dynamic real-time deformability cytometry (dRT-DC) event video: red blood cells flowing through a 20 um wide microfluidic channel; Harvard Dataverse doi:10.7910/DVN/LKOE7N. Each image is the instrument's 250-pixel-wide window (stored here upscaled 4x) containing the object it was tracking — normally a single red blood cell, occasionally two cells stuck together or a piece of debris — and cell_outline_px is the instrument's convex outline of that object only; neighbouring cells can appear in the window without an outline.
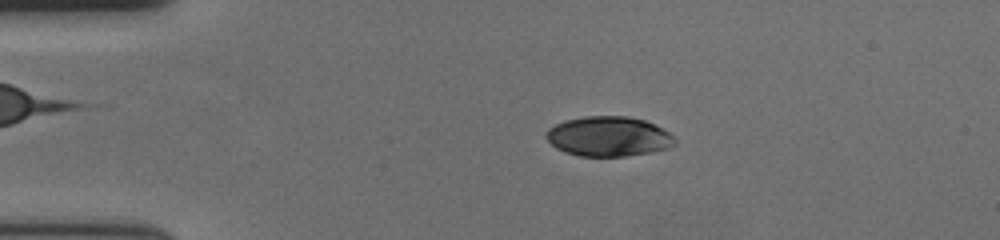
{"species": "human", "species_latin": "Homo sapiens", "temperature_condition": "cold", "stored_images_in_passage": 57, "camera_frame_rate_fps": 3000, "um_per_image_px": 0.085, "donor": {"sex": "female"}, "frame": {"image": 1, "passage_image": 12, "time_ms": 3.667, "image_size_px": [1000, 240], "cell_outline_px": [[676, 144], [668, 148], [652, 152], [624, 156], [580, 156], [564, 152], [556, 148], [544, 136], [548, 128], [564, 120], [584, 116], [628, 116], [644, 120], [668, 132], [676, 140]], "centroid_in_image_um": [51.7, 11.6], "position_along_channel_um": 33.3, "area_um2": 29.88}}
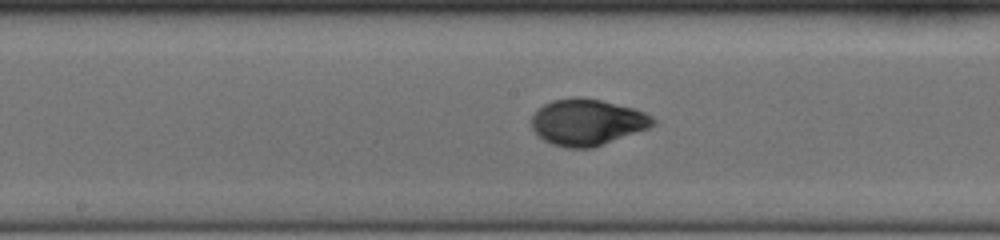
{"frame": {"image": 2, "passage_image": 30, "time_ms": 9.667, "image_size_px": [1000, 240], "cell_outline_px": [[656, 124], [648, 128], [592, 148], [568, 148], [552, 144], [544, 140], [532, 128], [532, 116], [536, 108], [552, 100], [572, 96], [580, 96], [600, 100], [636, 108], [652, 116], [656, 120]], "centroid_in_image_um": [49.91, 10.36], "position_along_channel_um": 198.3, "area_um2": 32.95}}
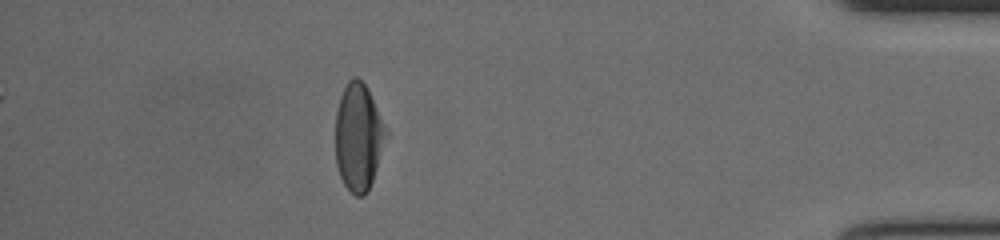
{"frame": {"image": 3, "passage_image": 51, "time_ms": 16.667, "image_size_px": [1000, 240], "cell_outline_px": [[388, 132], [368, 192], [364, 196], [356, 196], [344, 184], [340, 176], [336, 164], [336, 112], [340, 96], [348, 80], [352, 76], [356, 76], [364, 84], [388, 128]], "centroid_in_image_um": [30.46, 11.64], "position_along_channel_um": 404.7, "area_um2": 31.39}, "authors_computed_cell_mechanics": {"area_um2": 31.8478, "velocity_mm_per_s": 3.6298, "shape_relaxation_time_tau1_ms": 4.0285, "shape_relaxation_time_tau2_ms": 0.8193, "deformation_change_tau1": 0.1906, "deformation_change_tau2": 0.0411}}